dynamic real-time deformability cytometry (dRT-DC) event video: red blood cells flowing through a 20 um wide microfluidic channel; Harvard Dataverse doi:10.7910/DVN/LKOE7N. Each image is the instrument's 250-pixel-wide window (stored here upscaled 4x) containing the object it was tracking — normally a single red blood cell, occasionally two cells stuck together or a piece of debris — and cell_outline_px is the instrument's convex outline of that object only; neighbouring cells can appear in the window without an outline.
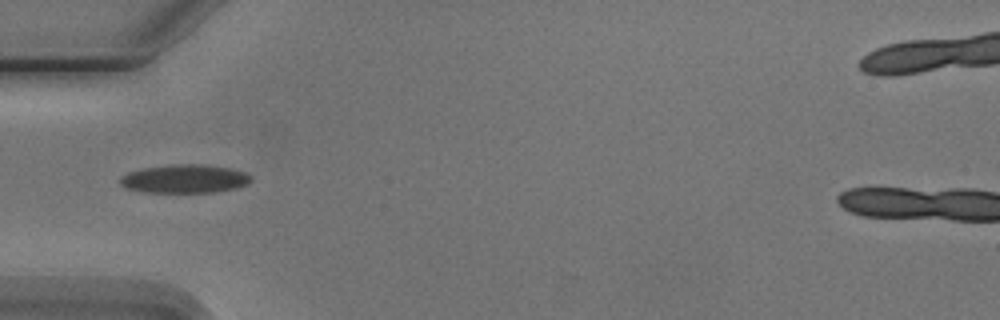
{"species": "Egyptian fruit bat (a non-hibernating species)", "species_latin": "Rousettus aegyptiacus", "temperature_condition": "cold", "stored_images_in_passage": 5, "camera_frame_rate_fps": 3000, "um_per_image_px": 0.085, "animal": {"sex": "male"}, "frame": {"image": 1, "passage_image": 3, "time_ms": 3.0, "image_size_px": [1000, 320], "cell_outline_px": [[252, 180], [248, 184], [236, 188], [216, 192], [144, 192], [124, 188], [120, 184], [120, 176], [128, 172], [144, 168], [172, 164], [200, 164], [232, 168], [244, 172], [252, 176]], "centroid_in_image_um": [15.7, 15.2], "position_along_channel_um": 69.3, "area_um2": 21.91}}
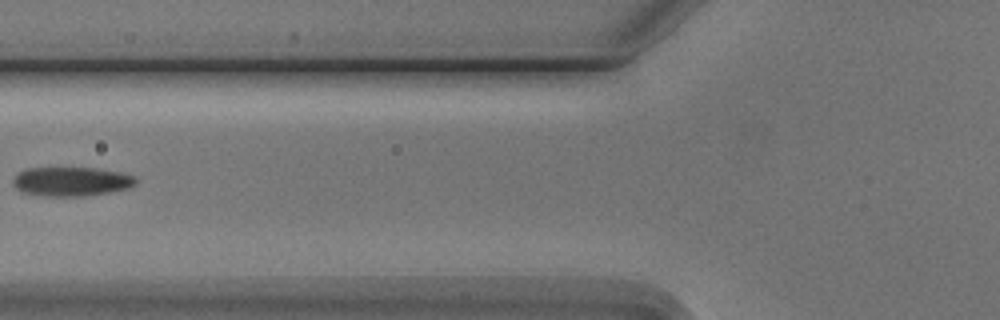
{"frame": {"image": 2, "passage_image": 4, "time_ms": 4.333, "image_size_px": [1000, 320], "cell_outline_px": [[136, 184], [128, 188], [108, 192], [84, 196], [40, 196], [20, 192], [12, 184], [12, 180], [16, 172], [28, 168], [96, 168], [120, 172], [136, 176]], "centroid_in_image_um": [6.01, 15.43], "position_along_channel_um": 119.8, "area_um2": 21.1}}
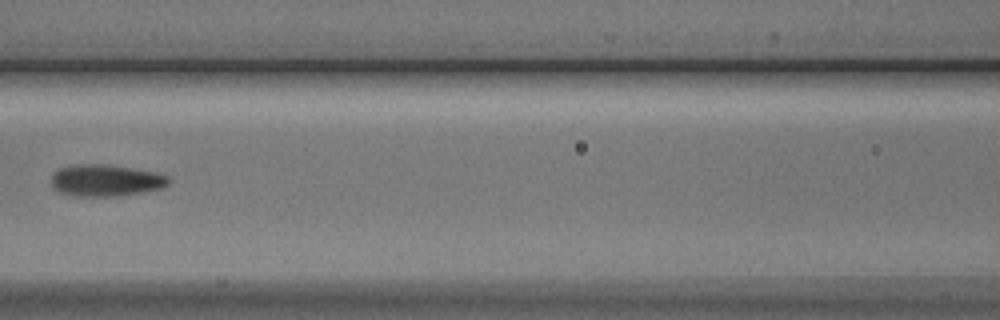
{"frame": {"image": 3, "passage_image": 5, "time_ms": 5.333, "image_size_px": [1000, 320], "cell_outline_px": [[168, 184], [160, 188], [120, 196], [72, 196], [56, 192], [52, 188], [52, 176], [60, 168], [80, 164], [96, 164], [128, 168], [156, 172], [168, 176]], "centroid_in_image_um": [8.93, 15.36], "position_along_channel_um": 157.7, "area_um2": 21.39}}